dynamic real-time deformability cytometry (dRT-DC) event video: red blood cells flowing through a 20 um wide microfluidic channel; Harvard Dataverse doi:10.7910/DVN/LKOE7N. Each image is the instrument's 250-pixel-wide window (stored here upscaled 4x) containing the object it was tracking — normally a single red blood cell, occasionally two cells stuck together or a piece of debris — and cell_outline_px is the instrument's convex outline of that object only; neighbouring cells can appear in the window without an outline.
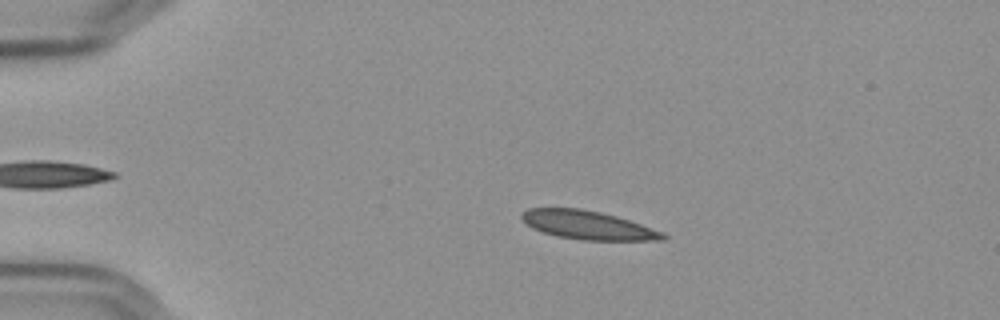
{"species": "Egyptian fruit bat (a non-hibernating species)", "species_latin": "Rousettus aegyptiacus", "temperature_condition": "cold", "stored_images_in_passage": 46, "camera_frame_rate_fps": 3000, "um_per_image_px": 0.085, "frame": {"image": 1, "passage_image": 1, "time_ms": 0.0, "image_size_px": [1000, 320], "cell_outline_px": [[668, 236], [664, 240], [580, 240], [556, 236], [532, 228], [520, 216], [520, 212], [528, 208], [580, 208], [600, 212], [616, 216], [664, 232]], "centroid_in_image_um": [49.95, 19.13], "position_along_channel_um": 35.0, "area_um2": 23.47}}
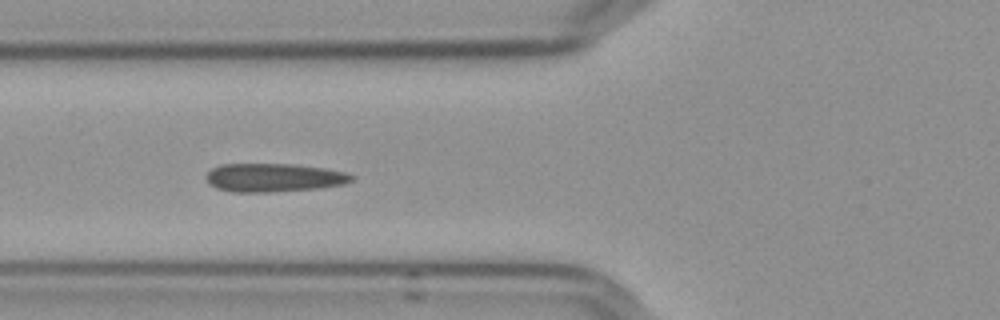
{"frame": {"image": 2, "passage_image": 11, "time_ms": 3.333, "image_size_px": [1000, 320], "cell_outline_px": [[356, 176], [352, 180], [344, 184], [316, 188], [268, 192], [232, 192], [216, 188], [208, 184], [204, 176], [212, 168], [220, 164], [292, 164], [324, 168], [344, 172]], "centroid_in_image_um": [23.22, 15.09], "position_along_channel_um": 102.6, "area_um2": 24.16}}
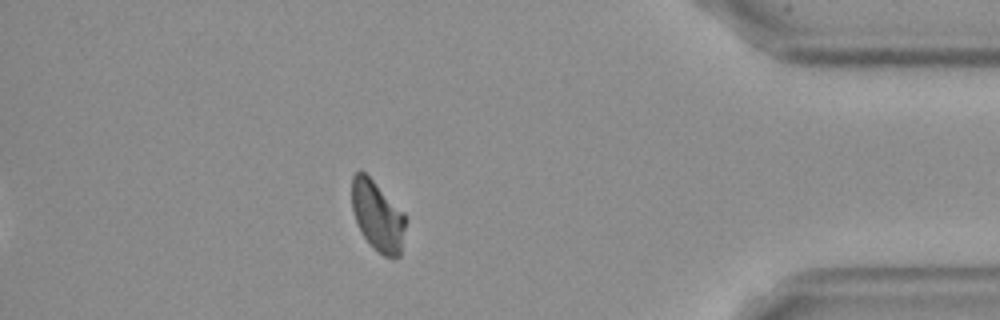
{"frame": {"image": 3, "passage_image": 39, "time_ms": 12.667, "image_size_px": [1000, 320], "cell_outline_px": [[408, 220], [400, 256], [392, 260], [384, 256], [364, 236], [356, 220], [352, 208], [352, 176], [356, 172], [364, 172], [404, 212]], "centroid_in_image_um": [32.15, 18.39], "position_along_channel_um": 403.1, "area_um2": 21.79}, "authors_computed_cell_mechanics": {"area_um2": 23.4957, "velocity_mm_per_s": 3.5994, "shape_relaxation_time_tau1_ms": null, "shape_relaxation_time_tau2_ms": 3.9522, "deformation_change_tau1": null, "deformation_change_tau2": 0.0836}}